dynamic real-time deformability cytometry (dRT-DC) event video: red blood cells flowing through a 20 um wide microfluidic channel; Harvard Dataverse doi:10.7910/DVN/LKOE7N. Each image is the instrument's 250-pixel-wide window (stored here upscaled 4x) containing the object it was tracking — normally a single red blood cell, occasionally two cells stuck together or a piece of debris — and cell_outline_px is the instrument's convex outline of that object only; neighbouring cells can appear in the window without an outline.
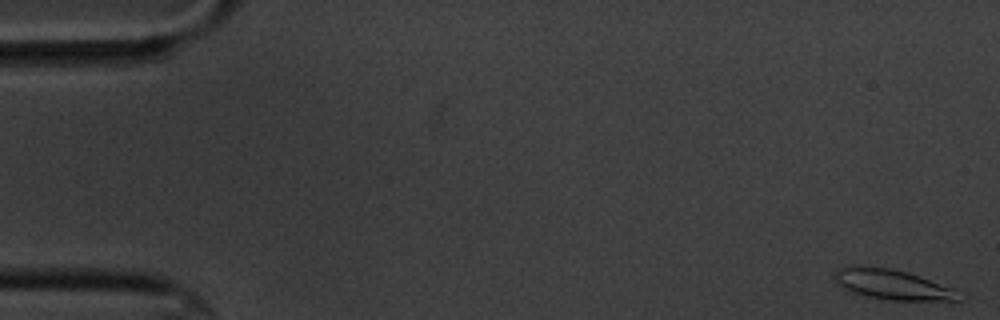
{"species": "common noctule bat (a hibernating species)", "species_latin": "Nyctalus noctula", "temperature_condition": "cold", "stored_images_in_passage": 4, "camera_frame_rate_fps": 3000, "um_per_image_px": 0.085, "animal": {"sex": "male", "body_mass_g": 20.1, "forearm_length_mm": 53.5}, "frame": {"image": 1, "passage_image": 1, "time_ms": 0.0, "image_size_px": [1000, 320], "cell_outline_px": [[964, 300], [888, 300], [848, 292], [836, 284], [836, 272], [840, 268], [848, 264], [864, 264], [892, 268], [908, 272], [952, 288]], "centroid_in_image_um": [75.75, 24.15], "position_along_channel_um": 9.2, "area_um2": 22.02}}